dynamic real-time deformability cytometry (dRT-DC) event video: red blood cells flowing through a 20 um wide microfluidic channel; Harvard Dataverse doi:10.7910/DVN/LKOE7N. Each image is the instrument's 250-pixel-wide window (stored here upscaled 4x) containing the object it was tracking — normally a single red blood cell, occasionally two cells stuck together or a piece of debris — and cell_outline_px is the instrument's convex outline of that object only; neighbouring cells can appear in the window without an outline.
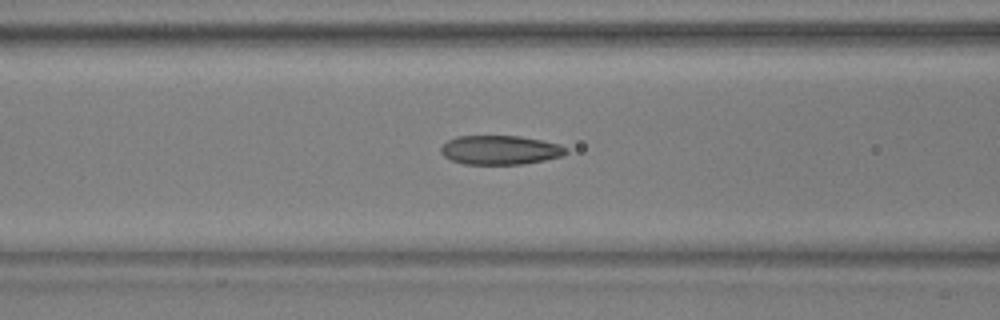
{"species": "common noctule bat (a hibernating species)", "species_latin": "Nyctalus noctula", "temperature_condition": "warm", "stored_images_in_passage": 44, "camera_frame_rate_fps": 3000, "um_per_image_px": 0.085, "animal": {"sex": "male", "body_mass_g": 17.9, "forearm_length_mm": 54.2}, "frame": {"image": 1, "passage_image": 22, "time_ms": 7.0, "image_size_px": [1000, 320], "cell_outline_px": [[568, 152], [560, 156], [544, 160], [524, 164], [464, 164], [452, 160], [444, 156], [440, 152], [440, 148], [448, 140], [456, 136], [520, 136], [560, 144], [568, 148]], "centroid_in_image_um": [42.51, 12.75], "position_along_channel_um": 124.1, "area_um2": 21.21}}
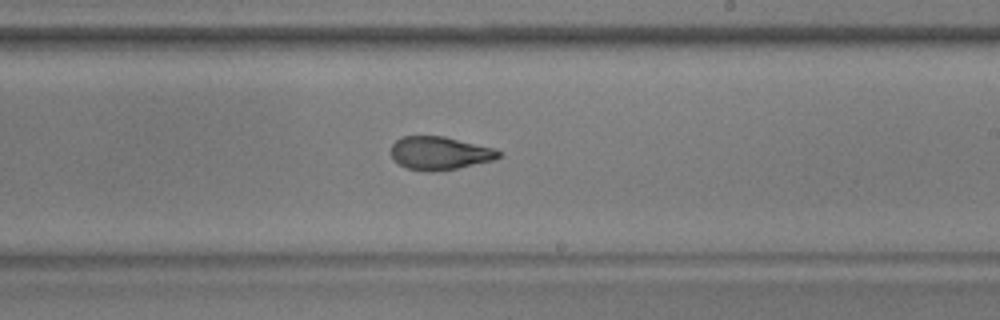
{"frame": {"image": 2, "passage_image": 32, "time_ms": 10.333, "image_size_px": [1000, 320], "cell_outline_px": [[504, 152], [500, 156], [492, 160], [456, 168], [432, 172], [424, 172], [408, 168], [392, 160], [392, 144], [400, 136], [444, 136], [496, 148]], "centroid_in_image_um": [37.38, 13.01], "position_along_channel_um": 251.6, "area_um2": 20.92}}
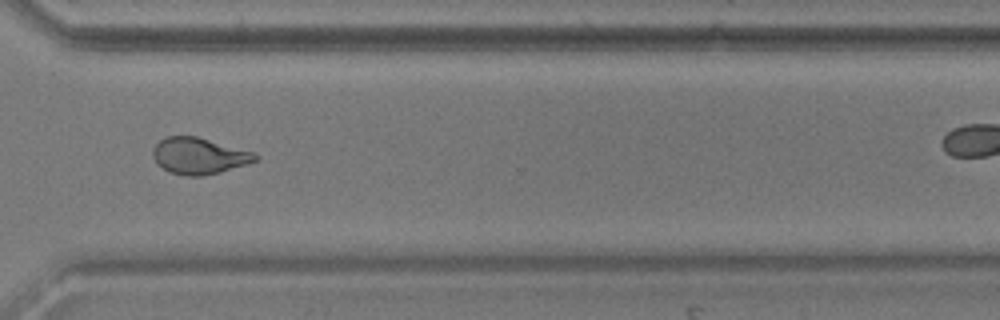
{"frame": {"image": 3, "passage_image": 40, "time_ms": 13.0, "image_size_px": [1000, 320], "cell_outline_px": [[260, 156], [256, 160], [248, 164], [220, 172], [204, 176], [184, 176], [168, 172], [156, 164], [152, 156], [152, 152], [156, 144], [164, 136], [196, 136], [252, 152]], "centroid_in_image_um": [16.87, 13.26], "position_along_channel_um": 353.7, "area_um2": 21.79}}